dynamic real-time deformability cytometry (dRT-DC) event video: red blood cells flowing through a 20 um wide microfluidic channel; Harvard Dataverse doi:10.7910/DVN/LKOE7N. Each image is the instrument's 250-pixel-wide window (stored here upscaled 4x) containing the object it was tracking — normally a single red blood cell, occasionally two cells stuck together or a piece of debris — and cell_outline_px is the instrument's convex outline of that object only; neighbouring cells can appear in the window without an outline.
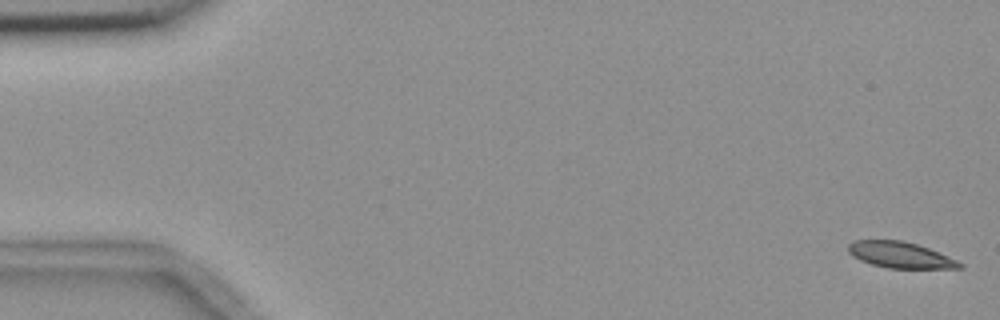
{"species": "common noctule bat (a hibernating species)", "species_latin": "Nyctalus noctula", "temperature_condition": "room temperature", "stored_images_in_passage": 5, "camera_frame_rate_fps": 3000, "um_per_image_px": 0.085, "animal": {"sex": "female", "body_mass_g": 18.4}, "frame": {"image": 1, "passage_image": 1, "time_ms": 0.0, "image_size_px": [1000, 320], "cell_outline_px": [[964, 268], [888, 268], [872, 264], [860, 260], [852, 256], [848, 252], [848, 244], [856, 240], [900, 240], [916, 244], [928, 248], [956, 260], [964, 264]], "centroid_in_image_um": [76.5, 21.67], "position_along_channel_um": 8.5, "area_um2": 16.76}}